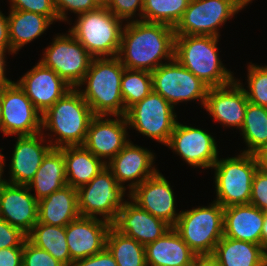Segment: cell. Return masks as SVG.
I'll list each match as a JSON object with an SVG mask.
<instances>
[{
	"label": "cell",
	"mask_w": 267,
	"mask_h": 266,
	"mask_svg": "<svg viewBox=\"0 0 267 266\" xmlns=\"http://www.w3.org/2000/svg\"><path fill=\"white\" fill-rule=\"evenodd\" d=\"M112 224L96 217H78L66 226V241L72 263L101 252Z\"/></svg>",
	"instance_id": "obj_22"
},
{
	"label": "cell",
	"mask_w": 267,
	"mask_h": 266,
	"mask_svg": "<svg viewBox=\"0 0 267 266\" xmlns=\"http://www.w3.org/2000/svg\"><path fill=\"white\" fill-rule=\"evenodd\" d=\"M224 208L216 201L208 206L182 210L173 226L197 255H212L223 234Z\"/></svg>",
	"instance_id": "obj_6"
},
{
	"label": "cell",
	"mask_w": 267,
	"mask_h": 266,
	"mask_svg": "<svg viewBox=\"0 0 267 266\" xmlns=\"http://www.w3.org/2000/svg\"><path fill=\"white\" fill-rule=\"evenodd\" d=\"M155 157L153 151L138 146L130 140L106 166L112 171L118 184L128 189L130 193L159 171L154 166ZM125 183L128 184L125 186Z\"/></svg>",
	"instance_id": "obj_19"
},
{
	"label": "cell",
	"mask_w": 267,
	"mask_h": 266,
	"mask_svg": "<svg viewBox=\"0 0 267 266\" xmlns=\"http://www.w3.org/2000/svg\"><path fill=\"white\" fill-rule=\"evenodd\" d=\"M244 86L236 78L228 85L208 89L204 109L214 122L240 131L249 102Z\"/></svg>",
	"instance_id": "obj_17"
},
{
	"label": "cell",
	"mask_w": 267,
	"mask_h": 266,
	"mask_svg": "<svg viewBox=\"0 0 267 266\" xmlns=\"http://www.w3.org/2000/svg\"><path fill=\"white\" fill-rule=\"evenodd\" d=\"M143 4L144 0H106L104 5L116 17L129 22L142 20Z\"/></svg>",
	"instance_id": "obj_37"
},
{
	"label": "cell",
	"mask_w": 267,
	"mask_h": 266,
	"mask_svg": "<svg viewBox=\"0 0 267 266\" xmlns=\"http://www.w3.org/2000/svg\"><path fill=\"white\" fill-rule=\"evenodd\" d=\"M57 16L60 22L69 23L68 12L77 14L76 16L88 11L97 9L100 4L96 0H54Z\"/></svg>",
	"instance_id": "obj_39"
},
{
	"label": "cell",
	"mask_w": 267,
	"mask_h": 266,
	"mask_svg": "<svg viewBox=\"0 0 267 266\" xmlns=\"http://www.w3.org/2000/svg\"><path fill=\"white\" fill-rule=\"evenodd\" d=\"M27 239L36 247L46 250L64 266H71L72 259L66 241V227L37 222Z\"/></svg>",
	"instance_id": "obj_31"
},
{
	"label": "cell",
	"mask_w": 267,
	"mask_h": 266,
	"mask_svg": "<svg viewBox=\"0 0 267 266\" xmlns=\"http://www.w3.org/2000/svg\"><path fill=\"white\" fill-rule=\"evenodd\" d=\"M10 81L6 74H0V95L4 86Z\"/></svg>",
	"instance_id": "obj_50"
},
{
	"label": "cell",
	"mask_w": 267,
	"mask_h": 266,
	"mask_svg": "<svg viewBox=\"0 0 267 266\" xmlns=\"http://www.w3.org/2000/svg\"><path fill=\"white\" fill-rule=\"evenodd\" d=\"M249 204L267 211V174L259 169L254 174Z\"/></svg>",
	"instance_id": "obj_41"
},
{
	"label": "cell",
	"mask_w": 267,
	"mask_h": 266,
	"mask_svg": "<svg viewBox=\"0 0 267 266\" xmlns=\"http://www.w3.org/2000/svg\"><path fill=\"white\" fill-rule=\"evenodd\" d=\"M211 169H214V201L223 208L249 204L253 177L258 169L254 154L240 152L234 157H218Z\"/></svg>",
	"instance_id": "obj_7"
},
{
	"label": "cell",
	"mask_w": 267,
	"mask_h": 266,
	"mask_svg": "<svg viewBox=\"0 0 267 266\" xmlns=\"http://www.w3.org/2000/svg\"><path fill=\"white\" fill-rule=\"evenodd\" d=\"M174 41L175 31L169 25L142 20L125 22L117 57L127 69L152 73L174 58Z\"/></svg>",
	"instance_id": "obj_1"
},
{
	"label": "cell",
	"mask_w": 267,
	"mask_h": 266,
	"mask_svg": "<svg viewBox=\"0 0 267 266\" xmlns=\"http://www.w3.org/2000/svg\"><path fill=\"white\" fill-rule=\"evenodd\" d=\"M120 85L125 116L131 106L153 91L151 72L125 68Z\"/></svg>",
	"instance_id": "obj_35"
},
{
	"label": "cell",
	"mask_w": 267,
	"mask_h": 266,
	"mask_svg": "<svg viewBox=\"0 0 267 266\" xmlns=\"http://www.w3.org/2000/svg\"><path fill=\"white\" fill-rule=\"evenodd\" d=\"M71 266H118L113 255L105 247L101 252L90 257L77 260Z\"/></svg>",
	"instance_id": "obj_43"
},
{
	"label": "cell",
	"mask_w": 267,
	"mask_h": 266,
	"mask_svg": "<svg viewBox=\"0 0 267 266\" xmlns=\"http://www.w3.org/2000/svg\"><path fill=\"white\" fill-rule=\"evenodd\" d=\"M9 10L28 11L49 17L54 24L59 22L54 0H7Z\"/></svg>",
	"instance_id": "obj_38"
},
{
	"label": "cell",
	"mask_w": 267,
	"mask_h": 266,
	"mask_svg": "<svg viewBox=\"0 0 267 266\" xmlns=\"http://www.w3.org/2000/svg\"><path fill=\"white\" fill-rule=\"evenodd\" d=\"M170 184L165 176L158 171L135 187L129 193V199L141 209L173 227L181 211H176V197L172 189L173 186Z\"/></svg>",
	"instance_id": "obj_18"
},
{
	"label": "cell",
	"mask_w": 267,
	"mask_h": 266,
	"mask_svg": "<svg viewBox=\"0 0 267 266\" xmlns=\"http://www.w3.org/2000/svg\"><path fill=\"white\" fill-rule=\"evenodd\" d=\"M106 248L113 255L118 266H147L145 246L121 234L113 226L107 233Z\"/></svg>",
	"instance_id": "obj_33"
},
{
	"label": "cell",
	"mask_w": 267,
	"mask_h": 266,
	"mask_svg": "<svg viewBox=\"0 0 267 266\" xmlns=\"http://www.w3.org/2000/svg\"><path fill=\"white\" fill-rule=\"evenodd\" d=\"M254 156L257 160L258 169L267 174V146L259 149L254 153Z\"/></svg>",
	"instance_id": "obj_46"
},
{
	"label": "cell",
	"mask_w": 267,
	"mask_h": 266,
	"mask_svg": "<svg viewBox=\"0 0 267 266\" xmlns=\"http://www.w3.org/2000/svg\"><path fill=\"white\" fill-rule=\"evenodd\" d=\"M80 217L77 189L65 185L38 201V222L66 227Z\"/></svg>",
	"instance_id": "obj_26"
},
{
	"label": "cell",
	"mask_w": 267,
	"mask_h": 266,
	"mask_svg": "<svg viewBox=\"0 0 267 266\" xmlns=\"http://www.w3.org/2000/svg\"><path fill=\"white\" fill-rule=\"evenodd\" d=\"M0 52L6 55L11 54V46L9 40V31H8V16H5L4 13L0 10Z\"/></svg>",
	"instance_id": "obj_45"
},
{
	"label": "cell",
	"mask_w": 267,
	"mask_h": 266,
	"mask_svg": "<svg viewBox=\"0 0 267 266\" xmlns=\"http://www.w3.org/2000/svg\"><path fill=\"white\" fill-rule=\"evenodd\" d=\"M75 20L68 31L93 58L118 55L125 22L105 5L78 15Z\"/></svg>",
	"instance_id": "obj_5"
},
{
	"label": "cell",
	"mask_w": 267,
	"mask_h": 266,
	"mask_svg": "<svg viewBox=\"0 0 267 266\" xmlns=\"http://www.w3.org/2000/svg\"><path fill=\"white\" fill-rule=\"evenodd\" d=\"M7 55L0 52V74H6V62H7Z\"/></svg>",
	"instance_id": "obj_49"
},
{
	"label": "cell",
	"mask_w": 267,
	"mask_h": 266,
	"mask_svg": "<svg viewBox=\"0 0 267 266\" xmlns=\"http://www.w3.org/2000/svg\"><path fill=\"white\" fill-rule=\"evenodd\" d=\"M65 159L67 185L78 189L88 184L106 164L83 145L60 148Z\"/></svg>",
	"instance_id": "obj_30"
},
{
	"label": "cell",
	"mask_w": 267,
	"mask_h": 266,
	"mask_svg": "<svg viewBox=\"0 0 267 266\" xmlns=\"http://www.w3.org/2000/svg\"><path fill=\"white\" fill-rule=\"evenodd\" d=\"M8 12L11 55H16L22 47L40 37L54 23L49 17L38 13L18 10Z\"/></svg>",
	"instance_id": "obj_28"
},
{
	"label": "cell",
	"mask_w": 267,
	"mask_h": 266,
	"mask_svg": "<svg viewBox=\"0 0 267 266\" xmlns=\"http://www.w3.org/2000/svg\"><path fill=\"white\" fill-rule=\"evenodd\" d=\"M219 37L175 35L174 58L209 88L230 84L234 73L220 59Z\"/></svg>",
	"instance_id": "obj_4"
},
{
	"label": "cell",
	"mask_w": 267,
	"mask_h": 266,
	"mask_svg": "<svg viewBox=\"0 0 267 266\" xmlns=\"http://www.w3.org/2000/svg\"><path fill=\"white\" fill-rule=\"evenodd\" d=\"M0 96L2 105L0 132L4 137L32 136L41 133L42 114L33 106L17 82L10 79Z\"/></svg>",
	"instance_id": "obj_13"
},
{
	"label": "cell",
	"mask_w": 267,
	"mask_h": 266,
	"mask_svg": "<svg viewBox=\"0 0 267 266\" xmlns=\"http://www.w3.org/2000/svg\"><path fill=\"white\" fill-rule=\"evenodd\" d=\"M153 92L163 96L174 108L179 103L199 101L204 108L209 87L175 58L152 73Z\"/></svg>",
	"instance_id": "obj_11"
},
{
	"label": "cell",
	"mask_w": 267,
	"mask_h": 266,
	"mask_svg": "<svg viewBox=\"0 0 267 266\" xmlns=\"http://www.w3.org/2000/svg\"><path fill=\"white\" fill-rule=\"evenodd\" d=\"M247 84L244 87L250 103L267 107V65L249 62L247 65Z\"/></svg>",
	"instance_id": "obj_36"
},
{
	"label": "cell",
	"mask_w": 267,
	"mask_h": 266,
	"mask_svg": "<svg viewBox=\"0 0 267 266\" xmlns=\"http://www.w3.org/2000/svg\"><path fill=\"white\" fill-rule=\"evenodd\" d=\"M264 211L251 204L224 208L223 234L225 237L261 245Z\"/></svg>",
	"instance_id": "obj_24"
},
{
	"label": "cell",
	"mask_w": 267,
	"mask_h": 266,
	"mask_svg": "<svg viewBox=\"0 0 267 266\" xmlns=\"http://www.w3.org/2000/svg\"><path fill=\"white\" fill-rule=\"evenodd\" d=\"M23 266H64L46 250L40 249L28 239L24 241Z\"/></svg>",
	"instance_id": "obj_40"
},
{
	"label": "cell",
	"mask_w": 267,
	"mask_h": 266,
	"mask_svg": "<svg viewBox=\"0 0 267 266\" xmlns=\"http://www.w3.org/2000/svg\"><path fill=\"white\" fill-rule=\"evenodd\" d=\"M16 82L41 114L72 88L54 70L39 61Z\"/></svg>",
	"instance_id": "obj_20"
},
{
	"label": "cell",
	"mask_w": 267,
	"mask_h": 266,
	"mask_svg": "<svg viewBox=\"0 0 267 266\" xmlns=\"http://www.w3.org/2000/svg\"><path fill=\"white\" fill-rule=\"evenodd\" d=\"M211 134L177 121L166 146L189 166L211 169L219 157L216 139Z\"/></svg>",
	"instance_id": "obj_14"
},
{
	"label": "cell",
	"mask_w": 267,
	"mask_h": 266,
	"mask_svg": "<svg viewBox=\"0 0 267 266\" xmlns=\"http://www.w3.org/2000/svg\"><path fill=\"white\" fill-rule=\"evenodd\" d=\"M261 245L267 250V211L264 212V221L261 233Z\"/></svg>",
	"instance_id": "obj_48"
},
{
	"label": "cell",
	"mask_w": 267,
	"mask_h": 266,
	"mask_svg": "<svg viewBox=\"0 0 267 266\" xmlns=\"http://www.w3.org/2000/svg\"><path fill=\"white\" fill-rule=\"evenodd\" d=\"M239 132L246 144V149L240 152L254 154L267 146V107L248 102Z\"/></svg>",
	"instance_id": "obj_32"
},
{
	"label": "cell",
	"mask_w": 267,
	"mask_h": 266,
	"mask_svg": "<svg viewBox=\"0 0 267 266\" xmlns=\"http://www.w3.org/2000/svg\"><path fill=\"white\" fill-rule=\"evenodd\" d=\"M0 266H23V247L0 249Z\"/></svg>",
	"instance_id": "obj_44"
},
{
	"label": "cell",
	"mask_w": 267,
	"mask_h": 266,
	"mask_svg": "<svg viewBox=\"0 0 267 266\" xmlns=\"http://www.w3.org/2000/svg\"><path fill=\"white\" fill-rule=\"evenodd\" d=\"M124 69L117 56L92 59L83 81L76 88L94 115L124 116L120 85Z\"/></svg>",
	"instance_id": "obj_3"
},
{
	"label": "cell",
	"mask_w": 267,
	"mask_h": 266,
	"mask_svg": "<svg viewBox=\"0 0 267 266\" xmlns=\"http://www.w3.org/2000/svg\"><path fill=\"white\" fill-rule=\"evenodd\" d=\"M253 0H190L175 35H203L220 38V27Z\"/></svg>",
	"instance_id": "obj_8"
},
{
	"label": "cell",
	"mask_w": 267,
	"mask_h": 266,
	"mask_svg": "<svg viewBox=\"0 0 267 266\" xmlns=\"http://www.w3.org/2000/svg\"><path fill=\"white\" fill-rule=\"evenodd\" d=\"M0 218L28 235L38 222V200L27 185L0 182Z\"/></svg>",
	"instance_id": "obj_21"
},
{
	"label": "cell",
	"mask_w": 267,
	"mask_h": 266,
	"mask_svg": "<svg viewBox=\"0 0 267 266\" xmlns=\"http://www.w3.org/2000/svg\"><path fill=\"white\" fill-rule=\"evenodd\" d=\"M128 128L166 146L178 121L174 107L160 94L151 92L125 114Z\"/></svg>",
	"instance_id": "obj_10"
},
{
	"label": "cell",
	"mask_w": 267,
	"mask_h": 266,
	"mask_svg": "<svg viewBox=\"0 0 267 266\" xmlns=\"http://www.w3.org/2000/svg\"><path fill=\"white\" fill-rule=\"evenodd\" d=\"M2 123V105H1V96H0V127Z\"/></svg>",
	"instance_id": "obj_51"
},
{
	"label": "cell",
	"mask_w": 267,
	"mask_h": 266,
	"mask_svg": "<svg viewBox=\"0 0 267 266\" xmlns=\"http://www.w3.org/2000/svg\"><path fill=\"white\" fill-rule=\"evenodd\" d=\"M191 266H218L212 255L196 256Z\"/></svg>",
	"instance_id": "obj_47"
},
{
	"label": "cell",
	"mask_w": 267,
	"mask_h": 266,
	"mask_svg": "<svg viewBox=\"0 0 267 266\" xmlns=\"http://www.w3.org/2000/svg\"><path fill=\"white\" fill-rule=\"evenodd\" d=\"M147 266H191L197 256L171 227L161 238L145 245Z\"/></svg>",
	"instance_id": "obj_25"
},
{
	"label": "cell",
	"mask_w": 267,
	"mask_h": 266,
	"mask_svg": "<svg viewBox=\"0 0 267 266\" xmlns=\"http://www.w3.org/2000/svg\"><path fill=\"white\" fill-rule=\"evenodd\" d=\"M67 185L65 159L60 148H53L43 159L33 179L27 185L39 201Z\"/></svg>",
	"instance_id": "obj_29"
},
{
	"label": "cell",
	"mask_w": 267,
	"mask_h": 266,
	"mask_svg": "<svg viewBox=\"0 0 267 266\" xmlns=\"http://www.w3.org/2000/svg\"><path fill=\"white\" fill-rule=\"evenodd\" d=\"M212 256L218 266H266L267 250L255 243L223 236Z\"/></svg>",
	"instance_id": "obj_27"
},
{
	"label": "cell",
	"mask_w": 267,
	"mask_h": 266,
	"mask_svg": "<svg viewBox=\"0 0 267 266\" xmlns=\"http://www.w3.org/2000/svg\"><path fill=\"white\" fill-rule=\"evenodd\" d=\"M190 0H144L142 21L175 27Z\"/></svg>",
	"instance_id": "obj_34"
},
{
	"label": "cell",
	"mask_w": 267,
	"mask_h": 266,
	"mask_svg": "<svg viewBox=\"0 0 267 266\" xmlns=\"http://www.w3.org/2000/svg\"><path fill=\"white\" fill-rule=\"evenodd\" d=\"M9 164L8 178H3L6 157L0 151V171L2 180L14 185H28L36 174L45 156L53 149L41 133L32 136H16Z\"/></svg>",
	"instance_id": "obj_15"
},
{
	"label": "cell",
	"mask_w": 267,
	"mask_h": 266,
	"mask_svg": "<svg viewBox=\"0 0 267 266\" xmlns=\"http://www.w3.org/2000/svg\"><path fill=\"white\" fill-rule=\"evenodd\" d=\"M112 226L144 246L161 238L171 228L165 221L141 209L130 199L118 211Z\"/></svg>",
	"instance_id": "obj_23"
},
{
	"label": "cell",
	"mask_w": 267,
	"mask_h": 266,
	"mask_svg": "<svg viewBox=\"0 0 267 266\" xmlns=\"http://www.w3.org/2000/svg\"><path fill=\"white\" fill-rule=\"evenodd\" d=\"M127 191L118 184L112 171L106 166L88 184L77 189L80 216L96 217L112 224L118 211L129 200L130 194Z\"/></svg>",
	"instance_id": "obj_9"
},
{
	"label": "cell",
	"mask_w": 267,
	"mask_h": 266,
	"mask_svg": "<svg viewBox=\"0 0 267 266\" xmlns=\"http://www.w3.org/2000/svg\"><path fill=\"white\" fill-rule=\"evenodd\" d=\"M55 34L51 45L44 48L41 62L54 70L72 88L78 87L93 59L83 45L69 32Z\"/></svg>",
	"instance_id": "obj_12"
},
{
	"label": "cell",
	"mask_w": 267,
	"mask_h": 266,
	"mask_svg": "<svg viewBox=\"0 0 267 266\" xmlns=\"http://www.w3.org/2000/svg\"><path fill=\"white\" fill-rule=\"evenodd\" d=\"M128 129L125 116L95 115L83 146L107 164L131 140Z\"/></svg>",
	"instance_id": "obj_16"
},
{
	"label": "cell",
	"mask_w": 267,
	"mask_h": 266,
	"mask_svg": "<svg viewBox=\"0 0 267 266\" xmlns=\"http://www.w3.org/2000/svg\"><path fill=\"white\" fill-rule=\"evenodd\" d=\"M27 235L19 228L10 225L0 218V249L11 247H24Z\"/></svg>",
	"instance_id": "obj_42"
},
{
	"label": "cell",
	"mask_w": 267,
	"mask_h": 266,
	"mask_svg": "<svg viewBox=\"0 0 267 266\" xmlns=\"http://www.w3.org/2000/svg\"><path fill=\"white\" fill-rule=\"evenodd\" d=\"M94 116L80 91L71 88L42 114L41 132L53 148L83 145Z\"/></svg>",
	"instance_id": "obj_2"
},
{
	"label": "cell",
	"mask_w": 267,
	"mask_h": 266,
	"mask_svg": "<svg viewBox=\"0 0 267 266\" xmlns=\"http://www.w3.org/2000/svg\"><path fill=\"white\" fill-rule=\"evenodd\" d=\"M100 5H104L106 0H96Z\"/></svg>",
	"instance_id": "obj_52"
}]
</instances>
